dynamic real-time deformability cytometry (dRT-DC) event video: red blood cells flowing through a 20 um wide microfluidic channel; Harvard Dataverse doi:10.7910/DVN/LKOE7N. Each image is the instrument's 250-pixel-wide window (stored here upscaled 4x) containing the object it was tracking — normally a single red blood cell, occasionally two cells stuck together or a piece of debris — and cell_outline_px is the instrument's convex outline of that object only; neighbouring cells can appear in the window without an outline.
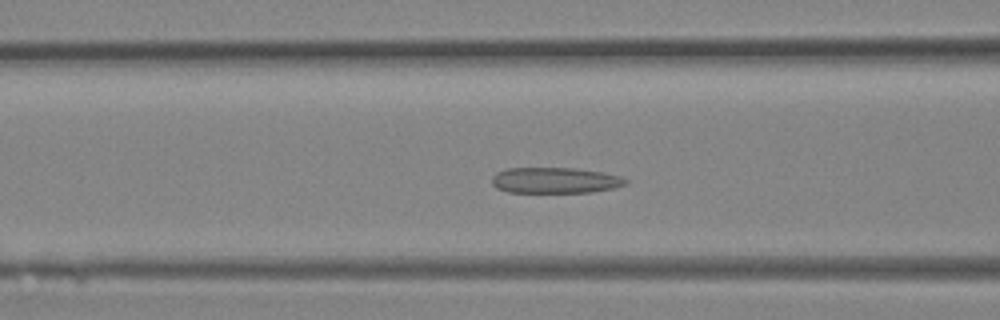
{"species": "Egyptian fruit bat (a non-hibernating species)", "species_latin": "Rousettus aegyptiacus", "temperature_condition": "room temperature", "stored_images_in_passage": 29, "camera_frame_rate_fps": 3000, "um_per_image_px": 0.085, "animal": {"sex": "female"}, "frame": {"image": 1, "passage_image": 8, "time_ms": 2.333, "image_size_px": [1000, 320], "cell_outline_px": [[628, 184], [612, 188], [592, 192], [508, 192], [496, 188], [492, 184], [492, 176], [496, 172], [508, 168], [572, 168], [600, 172], [620, 176], [628, 180]], "centroid_in_image_um": [47.15, 15.33], "position_along_channel_um": 119.4, "area_um2": 20.06}}
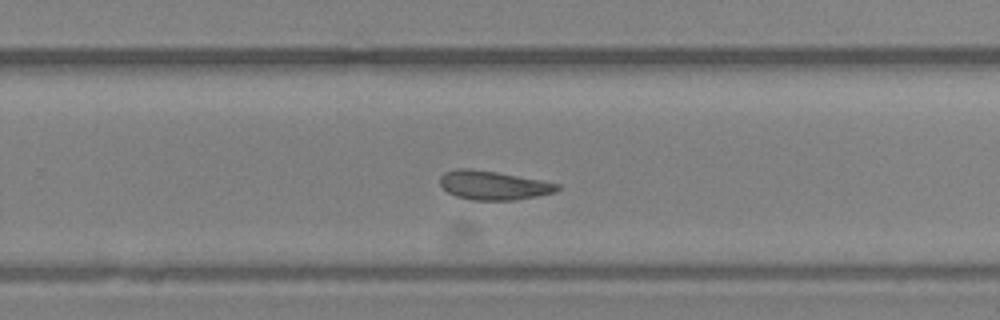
{"frame": {"image": 2, "passage_image": 17, "time_ms": 5.333, "image_size_px": [1000, 320], "cell_outline_px": [[560, 188], [556, 192], [536, 196], [512, 200], [472, 200], [456, 196], [448, 192], [440, 184], [440, 176], [444, 172], [456, 168], [468, 168], [496, 172], [540, 180], [560, 184]], "centroid_in_image_um": [41.92, 15.75], "position_along_channel_um": 287.9, "area_um2": 19.65}}
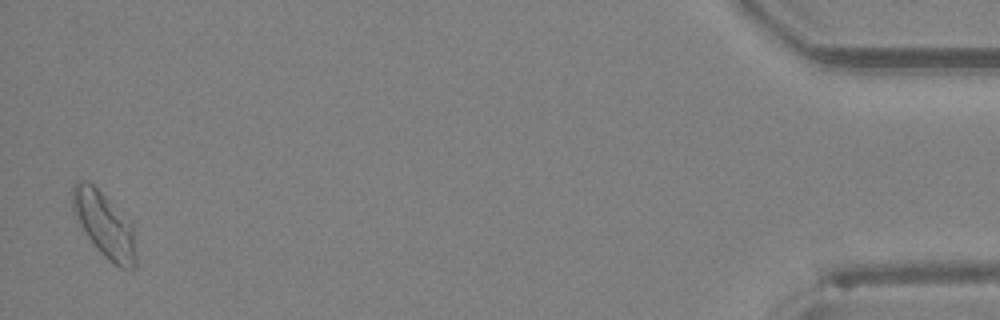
{"frame": {"image": 3, "passage_image": 29, "time_ms": 9.333, "image_size_px": [1000, 320], "cell_outline_px": [[136, 268], [120, 268], [108, 260], [100, 252], [88, 236], [72, 208], [72, 184], [76, 180], [88, 180], [132, 224], [136, 256]], "centroid_in_image_um": [8.87, 19.1], "position_along_channel_um": 426.3, "area_um2": 23.47}}